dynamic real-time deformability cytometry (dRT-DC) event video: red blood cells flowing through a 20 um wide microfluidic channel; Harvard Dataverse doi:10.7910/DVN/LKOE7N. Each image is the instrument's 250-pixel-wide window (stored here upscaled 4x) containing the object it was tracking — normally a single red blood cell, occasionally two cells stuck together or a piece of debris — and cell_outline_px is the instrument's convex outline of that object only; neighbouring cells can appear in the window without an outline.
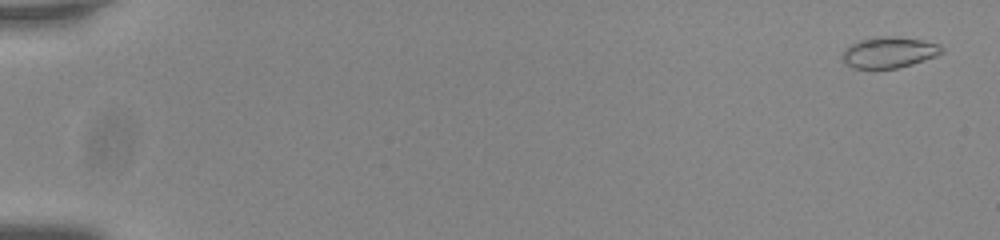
{"species": "common noctule bat (a hibernating species)", "species_latin": "Nyctalus noctula", "temperature_condition": "room temperature", "stored_images_in_passage": 57, "camera_frame_rate_fps": 3000, "um_per_image_px": 0.085, "animal": {"sex": "male", "body_mass_g": 20.0, "forearm_length_mm": 53.3}, "frame": {"image": 1, "passage_image": 3, "time_ms": 0.667, "image_size_px": [1000, 240], "cell_outline_px": [[944, 52], [936, 56], [912, 64], [896, 68], [852, 68], [844, 60], [844, 52], [848, 44], [860, 40], [876, 36], [896, 36], [920, 40], [940, 44], [944, 48]], "centroid_in_image_um": [75.6, 4.43], "position_along_channel_um": 9.4, "area_um2": 17.86}}
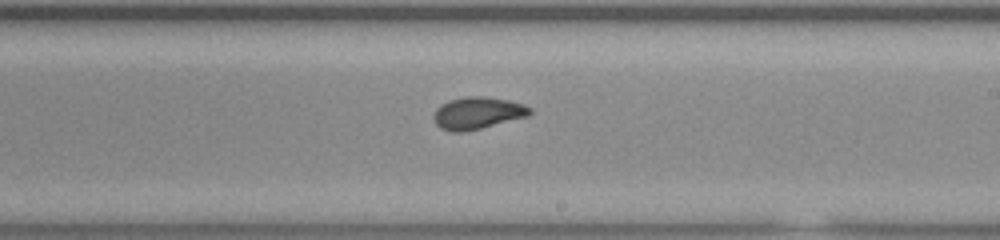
{"frame": {"image": 2, "passage_image": 36, "time_ms": 11.667, "image_size_px": [1000, 240], "cell_outline_px": [[532, 112], [528, 116], [480, 128], [460, 132], [452, 132], [440, 128], [436, 124], [432, 116], [436, 108], [440, 104], [448, 100], [464, 96], [484, 96], [508, 100], [524, 104], [532, 108]], "centroid_in_image_um": [40.56, 9.59], "position_along_channel_um": 248.4, "area_um2": 18.09}}
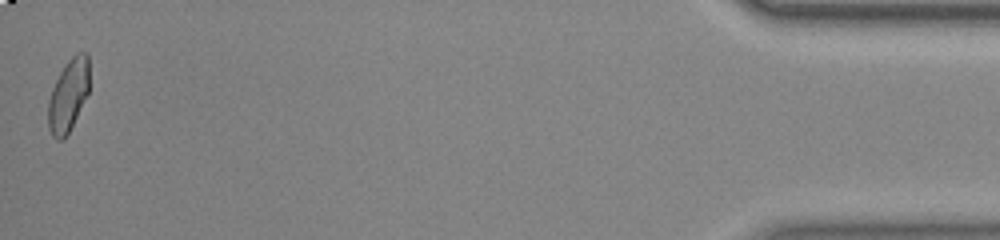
{"frame": {"image": 3, "passage_image": 57, "time_ms": 18.667, "image_size_px": [1000, 240], "cell_outline_px": [[88, 92], [68, 132], [60, 140], [56, 140], [52, 136], [48, 128], [48, 100], [52, 88], [64, 64], [76, 52], [88, 52]], "centroid_in_image_um": [5.78, 8.06], "position_along_channel_um": 429.4, "area_um2": 17.05}, "authors_computed_cell_mechanics": {"area_um2": 17.6868, "velocity_mm_per_s": 3.7638, "shape_relaxation_time_tau1_ms": null, "shape_relaxation_time_tau2_ms": 1.0403, "deformation_change_tau1": null, "deformation_change_tau2": 0.0511}}